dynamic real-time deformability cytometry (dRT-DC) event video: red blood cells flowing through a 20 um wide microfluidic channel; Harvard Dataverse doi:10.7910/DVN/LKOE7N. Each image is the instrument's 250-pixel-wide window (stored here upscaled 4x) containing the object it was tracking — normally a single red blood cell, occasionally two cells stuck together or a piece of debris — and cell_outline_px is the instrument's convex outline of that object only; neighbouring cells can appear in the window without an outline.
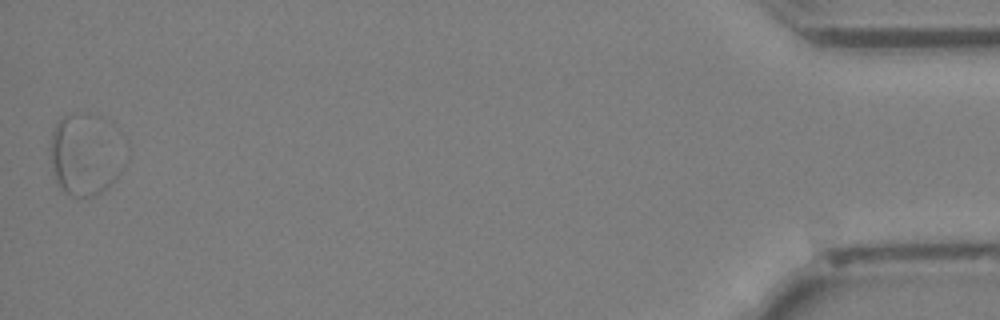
{"species": "Egyptian fruit bat (a non-hibernating species)", "species_latin": "Rousettus aegyptiacus", "temperature_condition": "cold", "stored_images_in_passage": 35, "segment_of_instrument_passage": [2, 2], "camera_frame_rate_fps": 3000, "um_per_image_px": 0.085, "animal": {"sex": "female"}, "frame": {"image": 1, "passage_image": 35, "time_ms": 11.333, "image_size_px": [1000, 320], "cell_outline_px": [[124, 168], [116, 180], [100, 192], [92, 196], [76, 196], [60, 188], [56, 180], [48, 148], [52, 132], [56, 124], [64, 116], [72, 112], [88, 112], [112, 120], [120, 128], [124, 164]], "centroid_in_image_um": [7.31, 13.03], "position_along_channel_um": 427.9, "area_um2": 36.7}}